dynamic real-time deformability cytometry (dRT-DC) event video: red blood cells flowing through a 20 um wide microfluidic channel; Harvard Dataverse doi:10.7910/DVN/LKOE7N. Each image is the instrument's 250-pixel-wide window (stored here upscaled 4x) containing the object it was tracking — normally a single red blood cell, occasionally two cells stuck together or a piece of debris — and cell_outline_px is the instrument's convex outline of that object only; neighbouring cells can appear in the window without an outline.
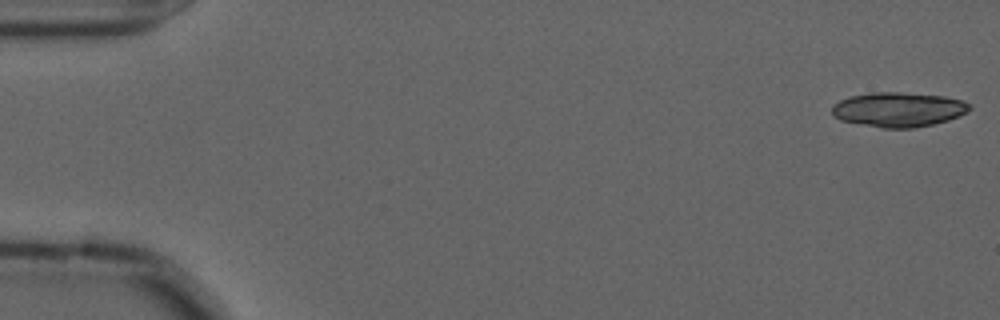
{"species": "common noctule bat (a hibernating species)", "species_latin": "Nyctalus noctula", "temperature_condition": "cold", "stored_images_in_passage": 20, "camera_frame_rate_fps": 3000, "um_per_image_px": 0.085, "animal": {"sex": "male", "forearm_length_mm": 52.5}, "frame": {"image": 1, "passage_image": 1, "time_ms": 0.0, "image_size_px": [1000, 320], "cell_outline_px": [[972, 108], [968, 112], [960, 116], [948, 120], [932, 124], [912, 128], [884, 128], [840, 120], [832, 116], [832, 104], [848, 96], [872, 92], [900, 92], [944, 96], [964, 100], [972, 104]], "centroid_in_image_um": [76.39, 9.3], "position_along_channel_um": 8.6, "area_um2": 28.03}}